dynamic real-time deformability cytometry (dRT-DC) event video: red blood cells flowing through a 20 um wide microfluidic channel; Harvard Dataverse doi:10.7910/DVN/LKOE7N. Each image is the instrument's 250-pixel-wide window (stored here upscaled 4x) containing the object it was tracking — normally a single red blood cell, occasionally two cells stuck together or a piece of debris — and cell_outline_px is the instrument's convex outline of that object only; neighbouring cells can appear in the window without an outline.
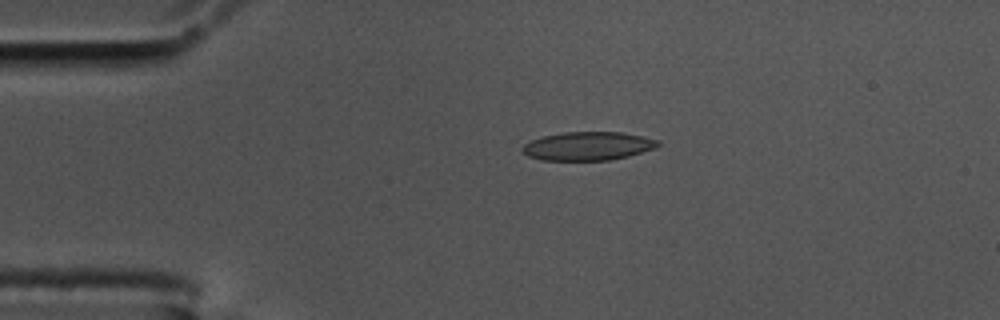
{"species": "common noctule bat (a hibernating species)", "species_latin": "Nyctalus noctula", "temperature_condition": "cold", "stored_images_in_passage": 47, "camera_frame_rate_fps": 3000, "um_per_image_px": 0.085, "animal": {"sex": "male", "body_mass_g": 17.5, "forearm_length_mm": 52.3}, "frame": {"image": 1, "passage_image": 1, "time_ms": 0.0, "image_size_px": [1000, 320], "cell_outline_px": [[660, 144], [656, 148], [628, 156], [608, 160], [540, 160], [528, 156], [520, 152], [520, 148], [524, 144], [532, 140], [544, 136], [564, 132], [620, 132], [644, 136], [660, 140]], "centroid_in_image_um": [49.97, 12.41], "position_along_channel_um": 35.0, "area_um2": 22.66}}
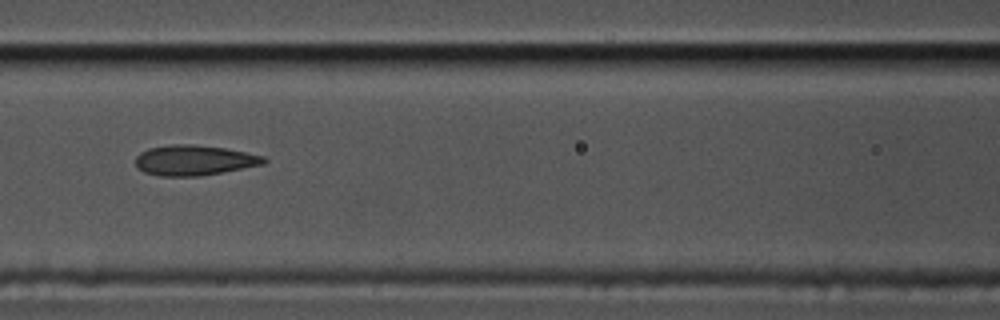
{"frame": {"image": 2, "passage_image": 14, "time_ms": 4.333, "image_size_px": [1000, 320], "cell_outline_px": [[268, 160], [264, 164], [200, 176], [160, 176], [144, 172], [136, 168], [136, 156], [140, 152], [148, 148], [172, 144], [192, 144], [224, 148], [264, 156]], "centroid_in_image_um": [16.47, 13.62], "position_along_channel_um": 150.1, "area_um2": 22.6}}
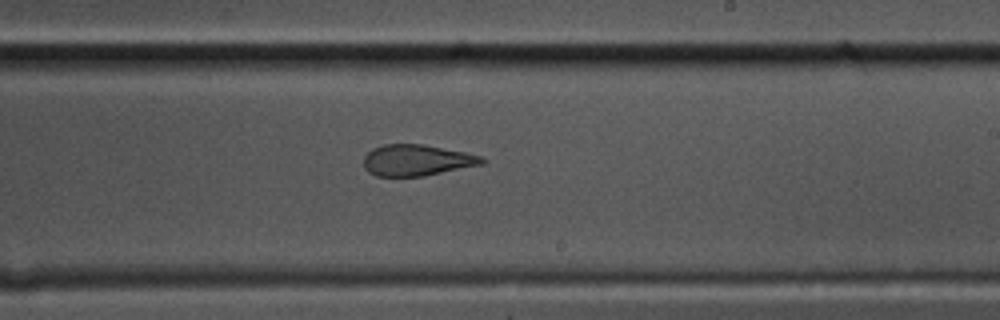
{"frame": {"image": 3, "passage_image": 23, "time_ms": 7.333, "image_size_px": [1000, 320], "cell_outline_px": [[484, 164], [424, 176], [376, 176], [368, 172], [364, 168], [364, 156], [372, 148], [384, 144], [424, 144], [464, 152], [480, 156], [484, 160]], "centroid_in_image_um": [35.39, 13.62], "position_along_channel_um": 253.6, "area_um2": 21.5}, "authors_computed_cell_mechanics": {"area_um2": 23.1778, "velocity_mm_per_s": 3.4666, "shape_relaxation_time_tau1_ms": null, "shape_relaxation_time_tau2_ms": 1.8319, "deformation_change_tau1": null, "deformation_change_tau2": 0.0789}}